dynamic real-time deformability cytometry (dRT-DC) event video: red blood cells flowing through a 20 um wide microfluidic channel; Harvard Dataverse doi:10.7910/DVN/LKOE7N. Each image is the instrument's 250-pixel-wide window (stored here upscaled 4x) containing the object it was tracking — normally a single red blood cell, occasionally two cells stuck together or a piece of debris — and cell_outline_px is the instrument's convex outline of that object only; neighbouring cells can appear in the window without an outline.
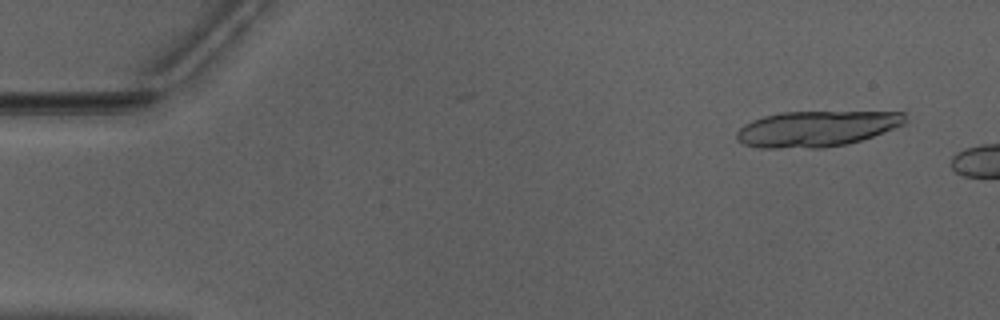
{"species": "Egyptian fruit bat (a non-hibernating species)", "species_latin": "Rousettus aegyptiacus", "temperature_condition": "warm", "stored_images_in_passage": 7, "camera_frame_rate_fps": 3000, "um_per_image_px": 0.085, "animal": {"sex": "male"}, "frame": {"image": 1, "passage_image": 4, "time_ms": 1.0, "image_size_px": [1000, 320], "cell_outline_px": [[904, 124], [872, 136], [848, 144], [824, 148], [760, 148], [744, 144], [736, 140], [736, 132], [744, 124], [752, 120], [764, 116], [780, 112], [904, 112]], "centroid_in_image_um": [69.33, 10.95], "position_along_channel_um": 15.7, "area_um2": 34.97}}